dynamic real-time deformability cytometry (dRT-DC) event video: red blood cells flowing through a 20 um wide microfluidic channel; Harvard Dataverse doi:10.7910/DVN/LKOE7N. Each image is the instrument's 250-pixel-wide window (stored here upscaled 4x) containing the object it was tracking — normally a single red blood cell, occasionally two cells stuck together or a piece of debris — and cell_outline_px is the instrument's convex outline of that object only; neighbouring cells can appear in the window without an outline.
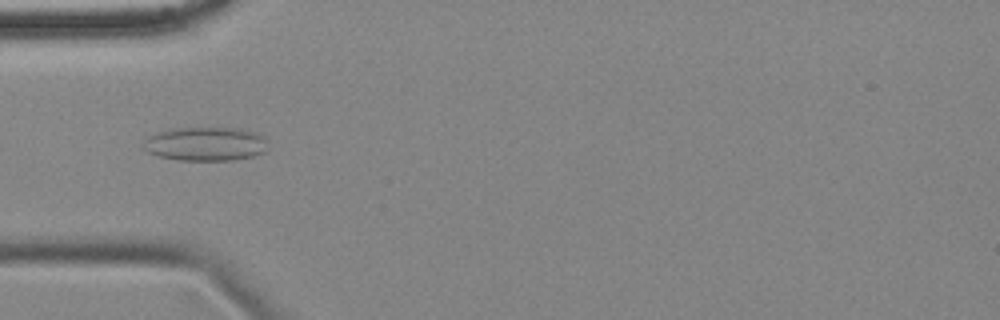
{"species": "common noctule bat (a hibernating species)", "species_latin": "Nyctalus noctula", "temperature_condition": "cold", "stored_images_in_passage": 4, "camera_frame_rate_fps": 3000, "um_per_image_px": 0.085, "animal": {"sex": "female", "body_mass_g": 18.4}, "frame": {"image": 1, "passage_image": 2, "time_ms": 0.333, "image_size_px": [1000, 320], "cell_outline_px": [[268, 148], [264, 152], [256, 156], [232, 160], [176, 160], [160, 156], [148, 152], [144, 148], [148, 136], [156, 132], [168, 128], [240, 128], [264, 136]], "centroid_in_image_um": [17.49, 12.23], "position_along_channel_um": 67.5, "area_um2": 24.62}}